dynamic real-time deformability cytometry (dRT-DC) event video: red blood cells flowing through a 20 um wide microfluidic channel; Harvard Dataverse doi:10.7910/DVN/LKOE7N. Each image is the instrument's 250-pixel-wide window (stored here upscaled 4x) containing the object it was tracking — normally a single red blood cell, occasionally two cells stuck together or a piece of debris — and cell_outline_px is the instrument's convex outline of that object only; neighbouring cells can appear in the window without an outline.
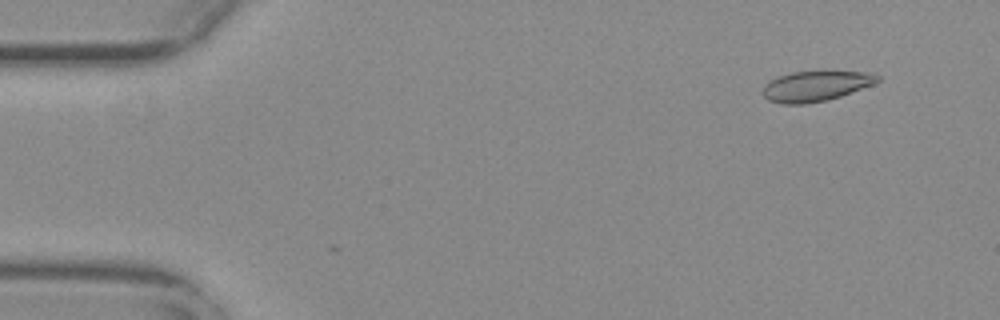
{"species": "common noctule bat (a hibernating species)", "species_latin": "Nyctalus noctula", "temperature_condition": "warm", "stored_images_in_passage": 56, "camera_frame_rate_fps": 3000, "um_per_image_px": 0.085, "animal": {"sex": "female", "body_mass_g": 29.2, "forearm_length_mm": 56.3}, "frame": {"image": 1, "passage_image": 5, "time_ms": 1.333, "image_size_px": [1000, 320], "cell_outline_px": [[880, 80], [872, 84], [840, 96], [828, 100], [804, 104], [784, 104], [768, 100], [764, 96], [764, 84], [780, 76], [792, 72], [872, 72], [880, 76]], "centroid_in_image_um": [69.34, 7.32], "position_along_channel_um": 15.7, "area_um2": 19.83}}
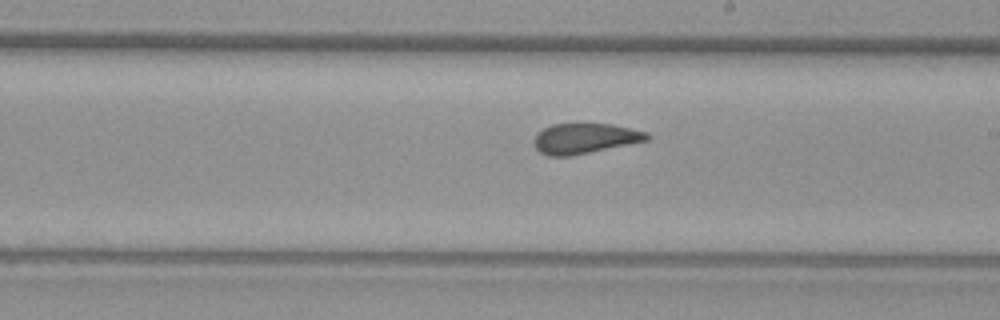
{"frame": {"image": 2, "passage_image": 32, "time_ms": 10.333, "image_size_px": [1000, 320], "cell_outline_px": [[652, 136], [648, 140], [572, 156], [548, 156], [540, 152], [532, 144], [532, 140], [536, 132], [552, 124], [612, 124], [648, 132]], "centroid_in_image_um": [49.68, 11.77], "position_along_channel_um": 239.3, "area_um2": 20.11}}
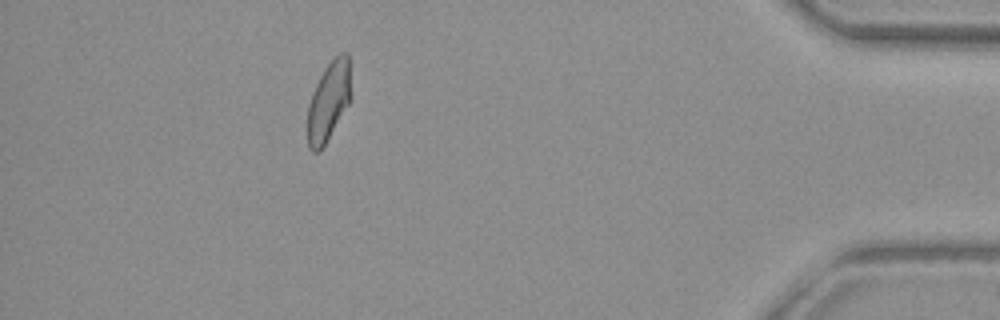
{"frame": {"image": 3, "passage_image": 50, "time_ms": 16.333, "image_size_px": [1000, 320], "cell_outline_px": [[352, 100], [320, 152], [312, 152], [308, 148], [308, 104], [312, 92], [324, 68], [340, 52], [348, 52]], "centroid_in_image_um": [27.96, 8.61], "position_along_channel_um": 407.2, "area_um2": 20.35}, "authors_computed_cell_mechanics": {"area_um2": 20.7791, "velocity_mm_per_s": 3.7293, "shape_relaxation_time_tau1_ms": null, "shape_relaxation_time_tau2_ms": 1.1875, "deformation_change_tau1": null, "deformation_change_tau2": 0.0724}}